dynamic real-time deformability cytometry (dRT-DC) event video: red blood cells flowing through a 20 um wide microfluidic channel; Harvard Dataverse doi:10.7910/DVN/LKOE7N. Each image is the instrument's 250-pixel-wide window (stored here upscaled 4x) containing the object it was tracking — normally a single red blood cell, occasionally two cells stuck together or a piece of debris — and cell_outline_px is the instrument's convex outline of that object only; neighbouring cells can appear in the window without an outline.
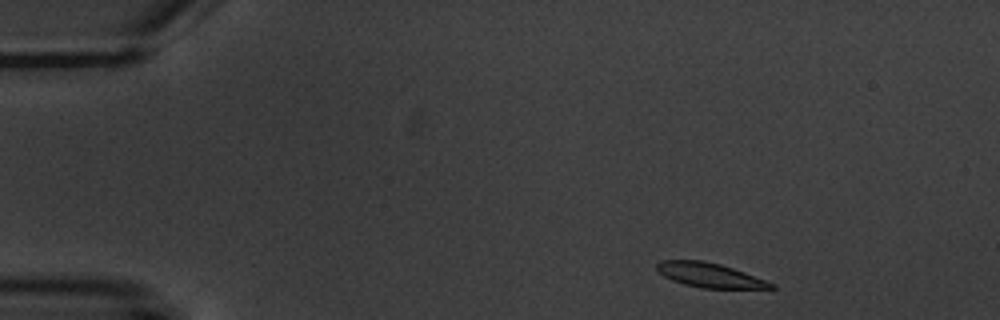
{"species": "common noctule bat (a hibernating species)", "species_latin": "Nyctalus noctula", "temperature_condition": "warm", "stored_images_in_passage": 4, "camera_frame_rate_fps": 3000, "um_per_image_px": 0.085, "animal": {"sex": "male", "body_mass_g": 20.1, "forearm_length_mm": 53.5}, "frame": {"image": 1, "passage_image": 1, "time_ms": 0.0, "image_size_px": [1000, 320], "cell_outline_px": [[776, 288], [700, 288], [684, 284], [672, 280], [664, 276], [656, 268], [656, 264], [660, 260], [704, 260], [720, 264], [744, 272], [776, 284]], "centroid_in_image_um": [60.31, 23.38], "position_along_channel_um": 24.7, "area_um2": 16.18}}
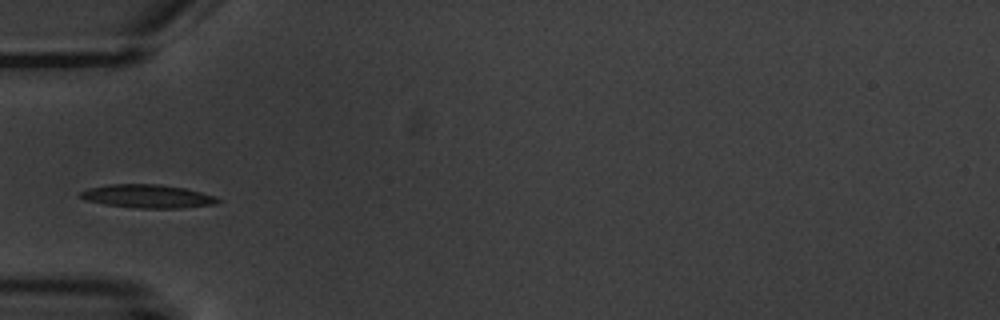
{"frame": {"image": 2, "passage_image": 4, "time_ms": 3.667, "image_size_px": [1000, 320], "cell_outline_px": [[220, 200], [216, 204], [180, 208], [136, 208], [104, 204], [88, 200], [80, 196], [80, 192], [88, 188], [108, 184], [160, 184], [184, 188], [200, 192], [212, 196]], "centroid_in_image_um": [12.52, 16.68], "position_along_channel_um": 72.5, "area_um2": 18.5}}